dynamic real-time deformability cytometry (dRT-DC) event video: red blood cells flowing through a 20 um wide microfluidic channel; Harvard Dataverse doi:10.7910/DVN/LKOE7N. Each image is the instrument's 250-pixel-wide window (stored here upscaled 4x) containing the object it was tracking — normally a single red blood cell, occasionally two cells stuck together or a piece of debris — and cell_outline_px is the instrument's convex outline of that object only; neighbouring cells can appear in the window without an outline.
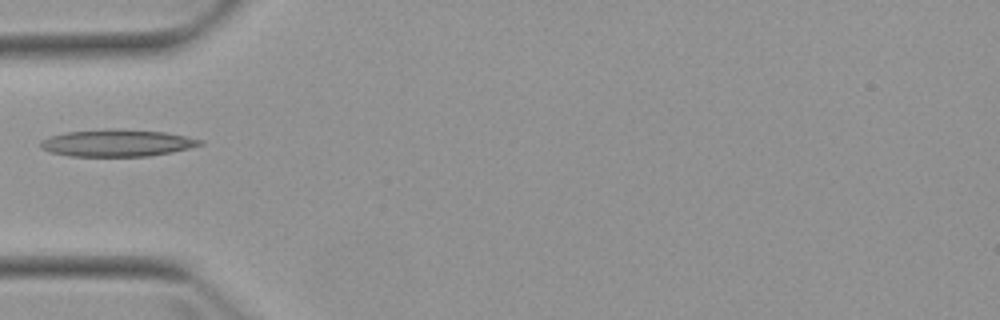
{"species": "Egyptian fruit bat (a non-hibernating species)", "species_latin": "Rousettus aegyptiacus", "temperature_condition": "warm", "stored_images_in_passage": 6, "camera_frame_rate_fps": 3000, "um_per_image_px": 0.085, "animal": {"sex": "female"}, "frame": {"image": 1, "passage_image": 5, "time_ms": 4.667, "image_size_px": [1000, 320], "cell_outline_px": [[204, 144], [172, 152], [148, 156], [68, 156], [52, 152], [40, 148], [40, 140], [48, 136], [64, 132], [112, 128], [164, 132], [204, 140]], "centroid_in_image_um": [9.91, 12.15], "position_along_channel_um": 75.1, "area_um2": 25.2}}
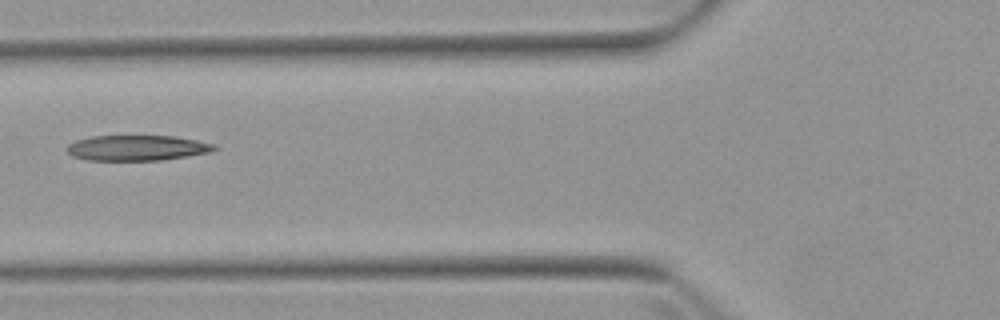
{"frame": {"image": 2, "passage_image": 6, "time_ms": 5.667, "image_size_px": [1000, 320], "cell_outline_px": [[220, 148], [212, 152], [188, 156], [160, 160], [88, 160], [72, 156], [64, 148], [68, 144], [76, 140], [92, 136], [172, 136], [196, 140], [216, 144]], "centroid_in_image_um": [11.67, 12.57], "position_along_channel_um": 114.1, "area_um2": 21.96}}